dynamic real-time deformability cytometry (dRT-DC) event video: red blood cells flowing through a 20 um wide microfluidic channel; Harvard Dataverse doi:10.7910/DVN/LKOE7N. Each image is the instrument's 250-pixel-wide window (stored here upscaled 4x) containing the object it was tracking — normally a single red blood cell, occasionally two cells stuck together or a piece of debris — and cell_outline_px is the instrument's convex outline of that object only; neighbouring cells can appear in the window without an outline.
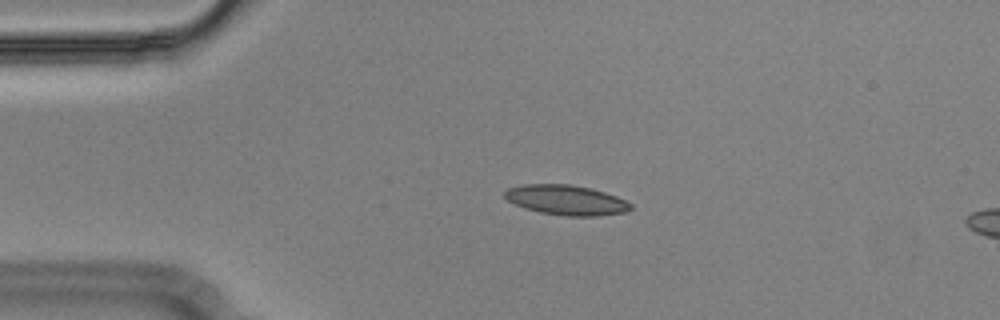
{"species": "Egyptian fruit bat (a non-hibernating species)", "species_latin": "Rousettus aegyptiacus", "temperature_condition": "cold", "stored_images_in_passage": 16, "camera_frame_rate_fps": 3000, "um_per_image_px": 0.085, "animal": {"sex": "male"}, "frame": {"image": 1, "passage_image": 12, "time_ms": 3.667, "image_size_px": [1000, 320], "cell_outline_px": [[632, 208], [624, 212], [596, 216], [564, 216], [540, 212], [524, 208], [508, 200], [504, 196], [504, 192], [508, 188], [524, 184], [568, 184], [588, 188], [604, 192], [616, 196], [632, 204]], "centroid_in_image_um": [48.11, 17.0], "position_along_channel_um": 36.9, "area_um2": 21.79}}